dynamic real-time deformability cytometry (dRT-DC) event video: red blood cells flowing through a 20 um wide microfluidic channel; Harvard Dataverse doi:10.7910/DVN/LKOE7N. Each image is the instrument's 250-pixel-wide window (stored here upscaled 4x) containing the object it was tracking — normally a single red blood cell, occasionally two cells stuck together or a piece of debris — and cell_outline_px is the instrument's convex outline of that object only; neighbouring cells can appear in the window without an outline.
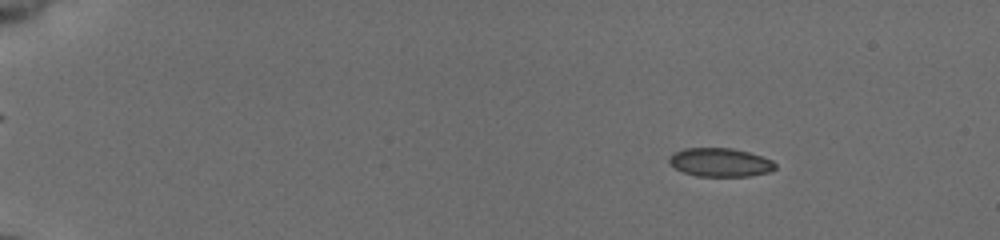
{"species": "common noctule bat (a hibernating species)", "species_latin": "Nyctalus noctula", "temperature_condition": "cold", "stored_images_in_passage": 49, "camera_frame_rate_fps": 3000, "um_per_image_px": 0.085, "animal": {"sex": "female", "body_mass_g": 19.5, "forearm_length_mm": 54.1}, "frame": {"image": 1, "passage_image": 3, "time_ms": 0.667, "image_size_px": [1000, 240], "cell_outline_px": [[776, 168], [768, 172], [748, 176], [696, 176], [684, 172], [676, 168], [668, 160], [668, 156], [684, 148], [732, 148], [748, 152], [772, 160], [776, 164]], "centroid_in_image_um": [61.21, 13.8], "position_along_channel_um": 23.8, "area_um2": 17.51}}
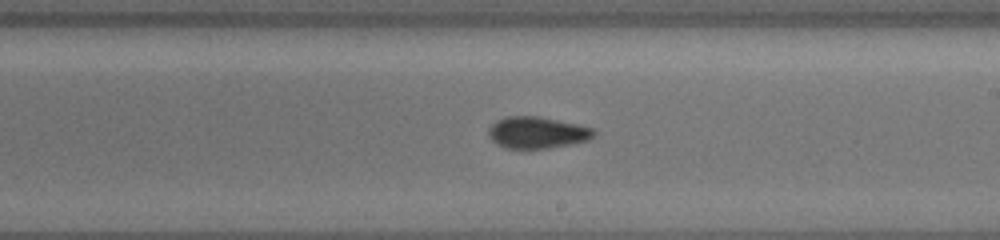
{"frame": {"image": 2, "passage_image": 29, "time_ms": 9.333, "image_size_px": [1000, 240], "cell_outline_px": [[596, 132], [588, 140], [572, 144], [548, 148], [504, 148], [496, 144], [488, 136], [488, 128], [496, 120], [508, 116], [536, 116], [576, 124], [592, 128]], "centroid_in_image_um": [45.61, 11.27], "position_along_channel_um": 243.4, "area_um2": 19.31}}
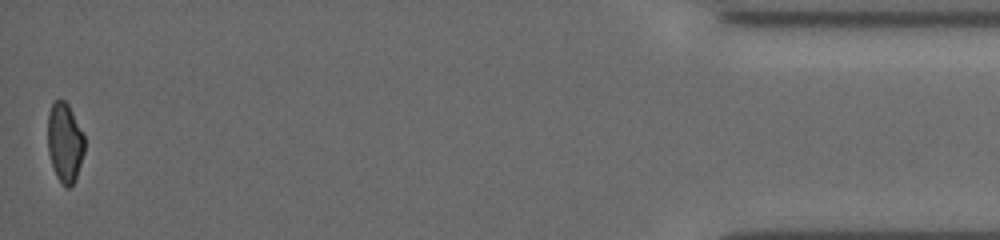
{"frame": {"image": 3, "passage_image": 49, "time_ms": 16.0, "image_size_px": [1000, 240], "cell_outline_px": [[84, 152], [76, 176], [72, 184], [68, 188], [64, 188], [56, 176], [48, 152], [48, 112], [52, 104], [56, 100], [64, 100], [68, 104], [84, 132]], "centroid_in_image_um": [5.51, 12.1], "position_along_channel_um": 429.7, "area_um2": 17.05}, "authors_computed_cell_mechanics": {"area_um2": 18.3804, "velocity_mm_per_s": 3.91, "shape_relaxation_time_tau1_ms": 9.5338, "shape_relaxation_time_tau2_ms": 2.8397, "deformation_change_tau1": 0.1429, "deformation_change_tau2": 0.0623}}